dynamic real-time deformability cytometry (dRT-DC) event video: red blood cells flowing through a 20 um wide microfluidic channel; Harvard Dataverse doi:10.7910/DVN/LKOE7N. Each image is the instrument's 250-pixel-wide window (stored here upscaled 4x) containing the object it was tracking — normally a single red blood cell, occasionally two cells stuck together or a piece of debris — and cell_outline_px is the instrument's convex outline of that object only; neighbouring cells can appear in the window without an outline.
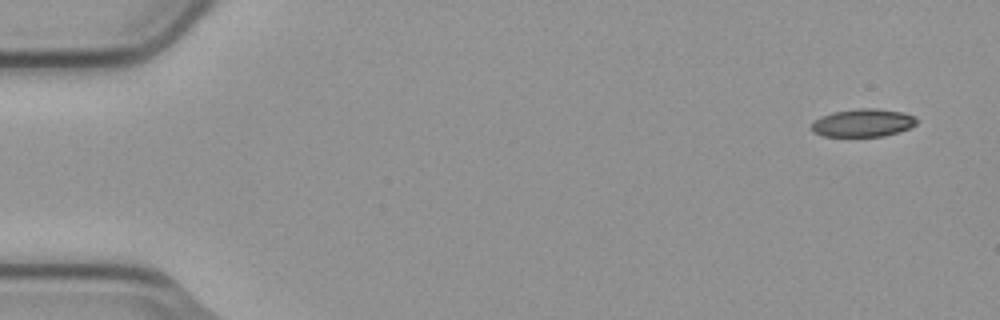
{"species": "common noctule bat (a hibernating species)", "species_latin": "Nyctalus noctula", "temperature_condition": "cold", "stored_images_in_passage": 4, "camera_frame_rate_fps": 3000, "um_per_image_px": 0.085, "animal": {"sex": "male", "body_mass_g": 23.1, "forearm_length_mm": 52.7}, "frame": {"image": 1, "passage_image": 1, "time_ms": 0.0, "image_size_px": [1000, 320], "cell_outline_px": [[916, 124], [908, 128], [884, 136], [824, 136], [812, 132], [808, 128], [820, 116], [832, 112], [856, 108], [876, 108], [904, 112], [916, 116]], "centroid_in_image_um": [73.31, 10.43], "position_along_channel_um": 11.7, "area_um2": 17.22}}
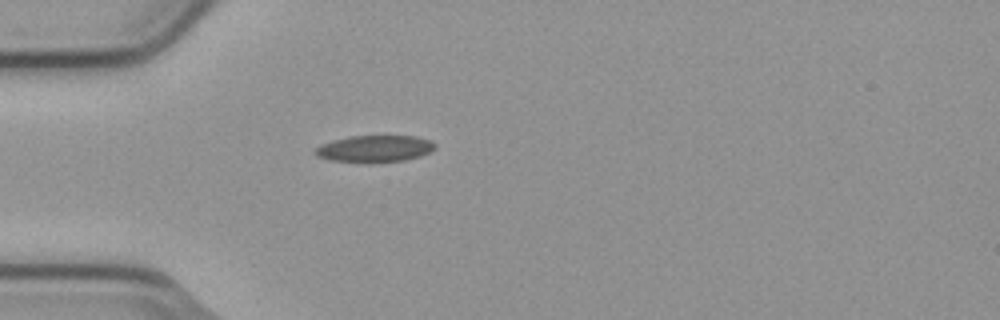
{"frame": {"image": 2, "passage_image": 4, "time_ms": 1.0, "image_size_px": [1000, 320], "cell_outline_px": [[436, 148], [420, 156], [404, 160], [372, 164], [368, 164], [328, 160], [316, 156], [312, 152], [320, 144], [332, 140], [348, 136], [416, 136], [432, 140], [436, 144]], "centroid_in_image_um": [31.8, 12.66], "position_along_channel_um": 53.2, "area_um2": 19.31}}